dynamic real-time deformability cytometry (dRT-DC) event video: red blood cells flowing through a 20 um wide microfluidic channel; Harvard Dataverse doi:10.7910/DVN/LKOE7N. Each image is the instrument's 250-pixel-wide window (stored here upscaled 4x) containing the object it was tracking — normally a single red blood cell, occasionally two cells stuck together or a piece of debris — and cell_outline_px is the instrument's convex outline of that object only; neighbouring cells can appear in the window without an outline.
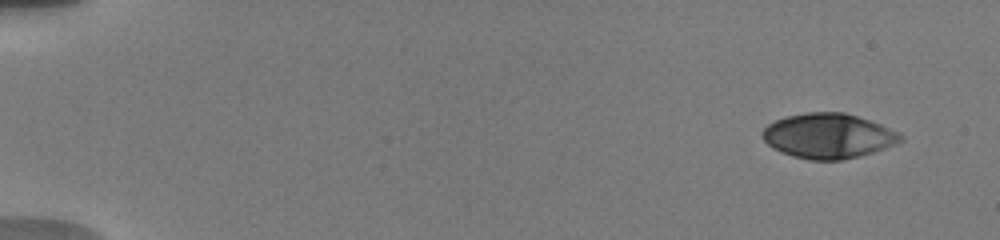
{"species": "human", "species_latin": "Homo sapiens", "temperature_condition": "warm", "stored_images_in_passage": 9, "camera_frame_rate_fps": 3000, "um_per_image_px": 0.085, "donor": {"sex": "male"}, "frame": {"image": 1, "passage_image": 1, "time_ms": 0.0, "image_size_px": [1000, 240], "cell_outline_px": [[904, 140], [896, 144], [860, 156], [840, 160], [812, 160], [792, 156], [780, 152], [772, 148], [764, 140], [760, 132], [768, 124], [784, 116], [808, 112], [844, 112], [880, 124], [904, 136]], "centroid_in_image_um": [70.37, 11.55], "position_along_channel_um": 14.6, "area_um2": 36.13}}
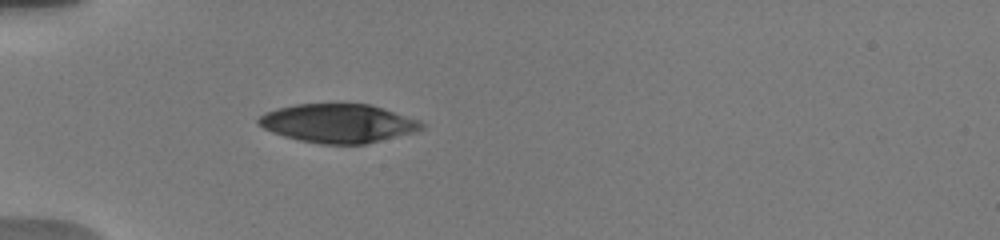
{"frame": {"image": 2, "passage_image": 9, "time_ms": 4.667, "image_size_px": [1000, 240], "cell_outline_px": [[424, 128], [412, 132], [364, 144], [320, 144], [300, 140], [284, 136], [272, 132], [256, 124], [256, 120], [264, 112], [276, 108], [296, 104], [368, 104], [384, 108], [420, 120], [424, 124]], "centroid_in_image_um": [28.7, 10.47], "position_along_channel_um": 56.3, "area_um2": 36.7}}